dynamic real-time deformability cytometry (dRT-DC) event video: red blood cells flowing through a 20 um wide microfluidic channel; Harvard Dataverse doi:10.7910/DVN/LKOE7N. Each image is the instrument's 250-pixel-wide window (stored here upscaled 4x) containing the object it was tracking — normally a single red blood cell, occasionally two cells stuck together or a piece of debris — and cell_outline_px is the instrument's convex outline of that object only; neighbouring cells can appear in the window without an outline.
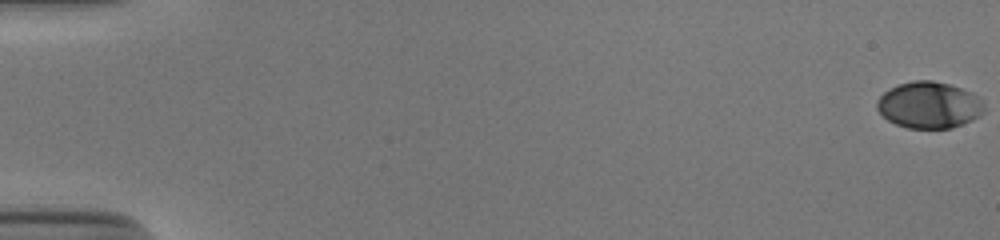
{"species": "human", "species_latin": "Homo sapiens", "temperature_condition": "cold", "stored_images_in_passage": 55, "camera_frame_rate_fps": 3000, "um_per_image_px": 0.085, "donor": {"sex": "male"}, "frame": {"image": 1, "passage_image": 1, "time_ms": 0.0, "image_size_px": [1000, 240], "cell_outline_px": [[984, 112], [980, 116], [972, 120], [952, 128], [908, 128], [896, 124], [888, 120], [876, 108], [876, 100], [888, 88], [896, 84], [912, 80], [932, 80], [948, 84], [972, 92], [984, 104]], "centroid_in_image_um": [78.95, 8.92], "position_along_channel_um": 6.1, "area_um2": 29.19}}
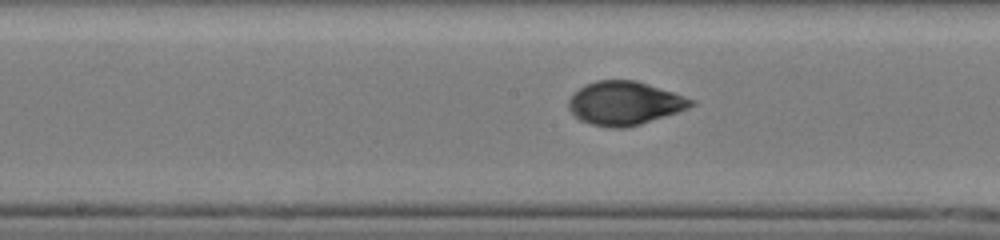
{"frame": {"image": 2, "passage_image": 30, "time_ms": 9.667, "image_size_px": [1000, 240], "cell_outline_px": [[696, 104], [688, 108], [640, 124], [624, 128], [608, 128], [592, 124], [580, 120], [572, 112], [568, 104], [568, 100], [572, 92], [584, 84], [596, 80], [636, 80], [696, 100]], "centroid_in_image_um": [53.06, 8.76], "position_along_channel_um": 195.1, "area_um2": 31.04}}
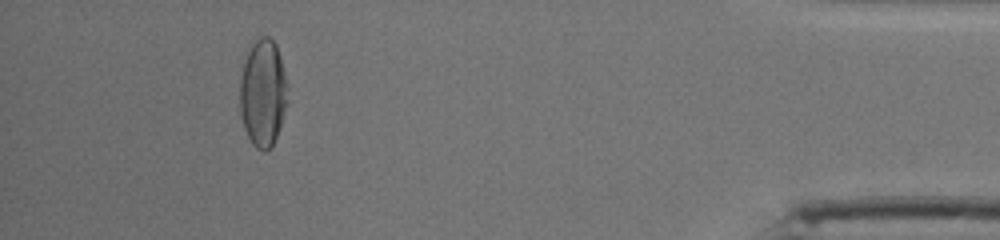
{"frame": {"image": 3, "passage_image": 51, "time_ms": 16.667, "image_size_px": [1000, 240], "cell_outline_px": [[288, 104], [276, 136], [272, 144], [264, 152], [256, 148], [252, 144], [244, 128], [240, 112], [240, 76], [244, 60], [252, 44], [260, 36], [268, 36], [276, 44], [280, 56], [288, 88]], "centroid_in_image_um": [22.35, 7.9], "position_along_channel_um": 412.9, "area_um2": 29.94}, "authors_computed_cell_mechanics": {"area_um2": 30.1138, "velocity_mm_per_s": 3.878, "shape_relaxation_time_tau1_ms": 3.9009, "shape_relaxation_time_tau2_ms": 0.7645, "deformation_change_tau1": 0.1763, "deformation_change_tau2": 0.0466}}